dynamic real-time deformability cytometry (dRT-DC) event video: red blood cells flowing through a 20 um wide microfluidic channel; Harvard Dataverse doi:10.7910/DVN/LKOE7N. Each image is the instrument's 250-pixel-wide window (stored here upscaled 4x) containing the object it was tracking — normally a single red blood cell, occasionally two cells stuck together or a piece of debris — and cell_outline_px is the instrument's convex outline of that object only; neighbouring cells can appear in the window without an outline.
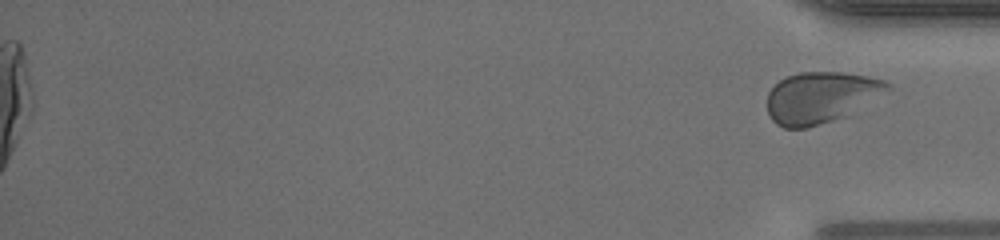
{"species": "human", "species_latin": "Homo sapiens", "temperature_condition": "warm", "stored_images_in_passage": 48, "segment_of_instrument_passage": [2, 2], "camera_frame_rate_fps": 3000, "um_per_image_px": 0.085, "donor": {"sex": "male"}, "frame": {"image": 1, "passage_image": 48, "time_ms": 15.667, "image_size_px": [1000, 240], "cell_outline_px": [[892, 88], [848, 116], [820, 124], [804, 128], [784, 128], [776, 124], [772, 120], [768, 112], [768, 92], [780, 80], [788, 76], [800, 72], [844, 72], [868, 76], [884, 80], [892, 84]], "centroid_in_image_um": [69.8, 8.28], "position_along_channel_um": 365.4, "area_um2": 36.07}}